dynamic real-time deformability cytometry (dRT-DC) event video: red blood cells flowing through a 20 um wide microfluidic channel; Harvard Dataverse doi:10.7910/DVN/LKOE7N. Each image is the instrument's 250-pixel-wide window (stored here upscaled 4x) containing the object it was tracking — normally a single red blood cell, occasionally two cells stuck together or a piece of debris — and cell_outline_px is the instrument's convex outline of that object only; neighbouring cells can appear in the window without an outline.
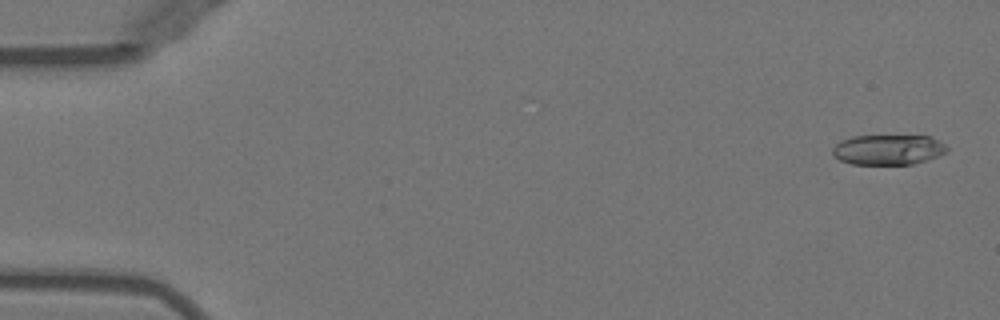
{"species": "Egyptian fruit bat (a non-hibernating species)", "species_latin": "Rousettus aegyptiacus", "temperature_condition": "warm", "stored_images_in_passage": 14, "camera_frame_rate_fps": 3000, "um_per_image_px": 0.085, "animal": {"sex": "female"}, "frame": {"image": 1, "passage_image": 2, "time_ms": 0.333, "image_size_px": [1000, 320], "cell_outline_px": [[948, 152], [940, 156], [912, 164], [852, 164], [840, 160], [832, 156], [832, 148], [840, 140], [852, 136], [928, 136], [944, 144], [948, 148]], "centroid_in_image_um": [75.47, 12.73], "position_along_channel_um": 9.5, "area_um2": 20.17}}
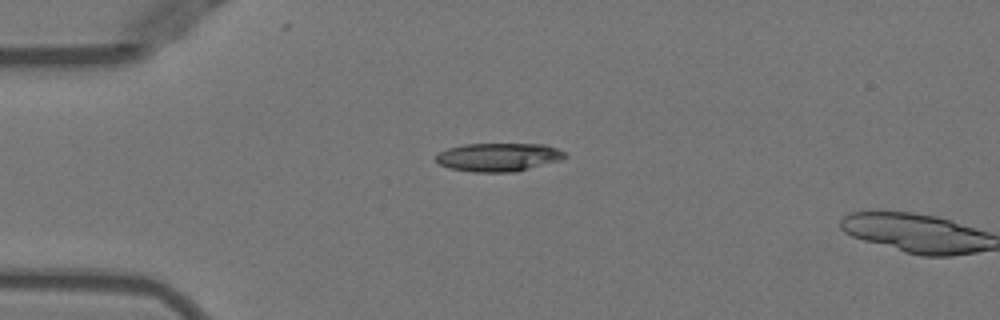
{"frame": {"image": 2, "passage_image": 13, "time_ms": 4.0, "image_size_px": [1000, 320], "cell_outline_px": [[568, 156], [560, 160], [512, 172], [472, 172], [448, 168], [440, 164], [436, 160], [436, 156], [440, 152], [448, 148], [464, 144], [544, 144], [556, 148], [564, 152]], "centroid_in_image_um": [42.35, 13.35], "position_along_channel_um": 42.7, "area_um2": 21.15}}